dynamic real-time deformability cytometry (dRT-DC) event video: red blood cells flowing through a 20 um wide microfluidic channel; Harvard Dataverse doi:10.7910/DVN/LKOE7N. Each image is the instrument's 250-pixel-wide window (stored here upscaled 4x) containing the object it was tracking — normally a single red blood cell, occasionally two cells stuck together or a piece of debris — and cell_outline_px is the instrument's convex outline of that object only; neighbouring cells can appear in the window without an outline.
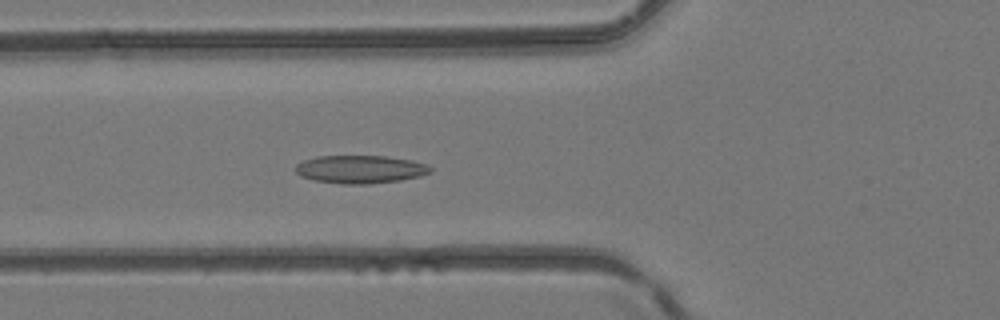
{"species": "common noctule bat (a hibernating species)", "species_latin": "Nyctalus noctula", "temperature_condition": "room temperature", "stored_images_in_passage": 41, "camera_frame_rate_fps": 3000, "um_per_image_px": 0.085, "animal": {"sex": "female", "body_mass_g": 24.6, "forearm_length_mm": 56.2}, "frame": {"image": 1, "passage_image": 17, "time_ms": 5.333, "image_size_px": [1000, 320], "cell_outline_px": [[432, 172], [420, 176], [400, 180], [368, 184], [340, 184], [312, 180], [300, 176], [296, 172], [296, 164], [304, 160], [316, 156], [384, 156], [412, 160], [428, 164], [432, 168]], "centroid_in_image_um": [30.63, 14.39], "position_along_channel_um": 95.2, "area_um2": 22.2}}
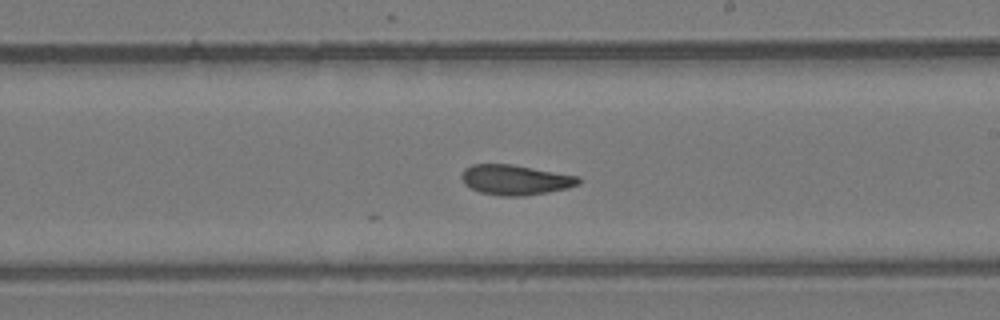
{"frame": {"image": 2, "passage_image": 27, "time_ms": 8.667, "image_size_px": [1000, 320], "cell_outline_px": [[580, 184], [568, 188], [548, 192], [524, 196], [500, 196], [480, 192], [464, 184], [460, 176], [464, 168], [472, 164], [512, 164], [580, 176]], "centroid_in_image_um": [43.8, 15.28], "position_along_channel_um": 245.2, "area_um2": 20.69}}
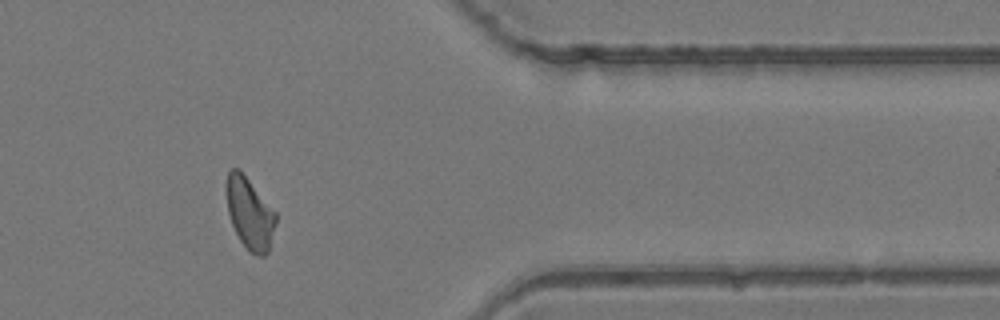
{"frame": {"image": 3, "passage_image": 38, "time_ms": 12.333, "image_size_px": [1000, 320], "cell_outline_px": [[276, 224], [268, 252], [264, 256], [256, 256], [248, 252], [240, 240], [232, 224], [228, 212], [228, 172], [232, 168], [240, 168], [276, 212]], "centroid_in_image_um": [21.26, 18.17], "position_along_channel_um": 390.1, "area_um2": 20.46}}